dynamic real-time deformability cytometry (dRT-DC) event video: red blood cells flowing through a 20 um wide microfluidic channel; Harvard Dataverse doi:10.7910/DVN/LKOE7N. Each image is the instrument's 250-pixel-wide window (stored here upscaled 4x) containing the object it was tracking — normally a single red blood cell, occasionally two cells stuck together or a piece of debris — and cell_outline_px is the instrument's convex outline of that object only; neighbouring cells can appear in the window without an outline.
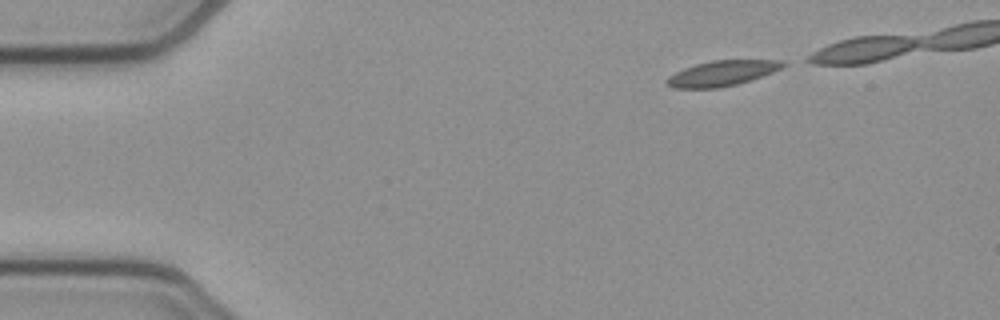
{"species": "common noctule bat (a hibernating species)", "species_latin": "Nyctalus noctula", "temperature_condition": "cold", "stored_images_in_passage": 36, "camera_frame_rate_fps": 3000, "um_per_image_px": 0.085, "animal": {"sex": "female", "body_mass_g": 21.9}, "frame": {"image": 1, "passage_image": 1, "time_ms": 0.0, "image_size_px": [1000, 320], "cell_outline_px": [[788, 64], [772, 72], [752, 80], [720, 88], [672, 88], [664, 80], [668, 76], [684, 68], [696, 64], [712, 60], [784, 60]], "centroid_in_image_um": [61.37, 6.23], "position_along_channel_um": 23.6, "area_um2": 17.17}}
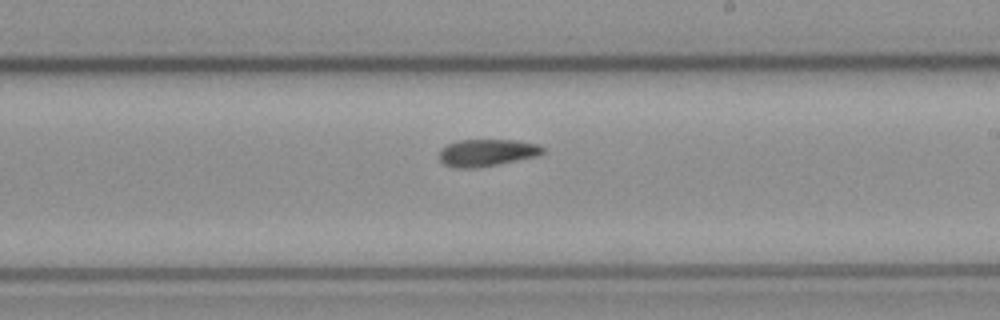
{"frame": {"image": 2, "passage_image": 24, "time_ms": 7.667, "image_size_px": [1000, 320], "cell_outline_px": [[544, 152], [536, 156], [476, 168], [452, 168], [444, 164], [440, 160], [440, 148], [456, 140], [512, 140], [540, 144], [544, 148]], "centroid_in_image_um": [41.35, 12.97], "position_along_channel_um": 247.7, "area_um2": 16.3}}
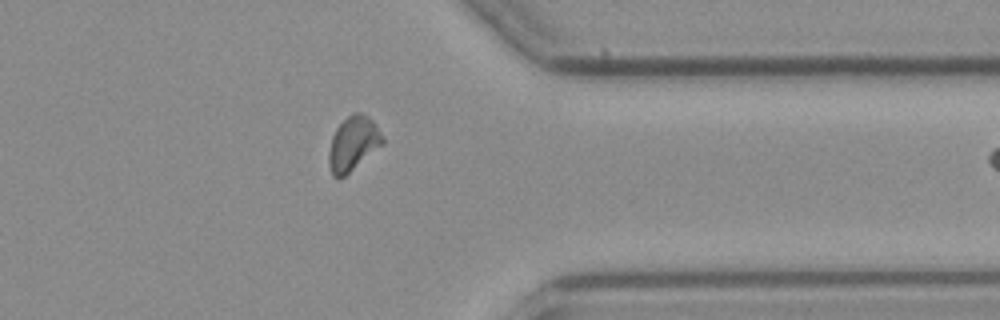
{"frame": {"image": 3, "passage_image": 35, "time_ms": 11.333, "image_size_px": [1000, 320], "cell_outline_px": [[384, 144], [340, 180], [336, 180], [332, 176], [328, 164], [328, 152], [332, 136], [336, 128], [352, 112], [360, 112], [368, 116], [372, 120], [384, 136]], "centroid_in_image_um": [30.0, 12.24], "position_along_channel_um": 381.4, "area_um2": 17.34}}